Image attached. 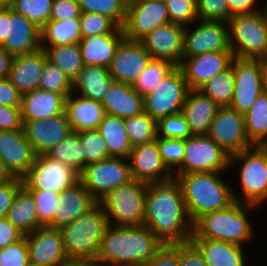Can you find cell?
<instances>
[{
    "label": "cell",
    "instance_id": "obj_15",
    "mask_svg": "<svg viewBox=\"0 0 267 266\" xmlns=\"http://www.w3.org/2000/svg\"><path fill=\"white\" fill-rule=\"evenodd\" d=\"M166 23H169V14L165 1L128 0L122 26L125 38L141 41L147 34Z\"/></svg>",
    "mask_w": 267,
    "mask_h": 266
},
{
    "label": "cell",
    "instance_id": "obj_40",
    "mask_svg": "<svg viewBox=\"0 0 267 266\" xmlns=\"http://www.w3.org/2000/svg\"><path fill=\"white\" fill-rule=\"evenodd\" d=\"M235 88L234 69L230 65L213 76L199 90L209 96L219 107L230 106Z\"/></svg>",
    "mask_w": 267,
    "mask_h": 266
},
{
    "label": "cell",
    "instance_id": "obj_22",
    "mask_svg": "<svg viewBox=\"0 0 267 266\" xmlns=\"http://www.w3.org/2000/svg\"><path fill=\"white\" fill-rule=\"evenodd\" d=\"M232 51H214L184 58L180 64L189 89H199L231 65Z\"/></svg>",
    "mask_w": 267,
    "mask_h": 266
},
{
    "label": "cell",
    "instance_id": "obj_11",
    "mask_svg": "<svg viewBox=\"0 0 267 266\" xmlns=\"http://www.w3.org/2000/svg\"><path fill=\"white\" fill-rule=\"evenodd\" d=\"M185 155L182 165L173 174L192 172H228V155L208 135H193L184 140Z\"/></svg>",
    "mask_w": 267,
    "mask_h": 266
},
{
    "label": "cell",
    "instance_id": "obj_29",
    "mask_svg": "<svg viewBox=\"0 0 267 266\" xmlns=\"http://www.w3.org/2000/svg\"><path fill=\"white\" fill-rule=\"evenodd\" d=\"M219 106L199 89H190L182 113L193 135H207Z\"/></svg>",
    "mask_w": 267,
    "mask_h": 266
},
{
    "label": "cell",
    "instance_id": "obj_36",
    "mask_svg": "<svg viewBox=\"0 0 267 266\" xmlns=\"http://www.w3.org/2000/svg\"><path fill=\"white\" fill-rule=\"evenodd\" d=\"M83 145L78 138V132L72 131L57 145L50 148L44 155L73 169L79 175L85 168Z\"/></svg>",
    "mask_w": 267,
    "mask_h": 266
},
{
    "label": "cell",
    "instance_id": "obj_14",
    "mask_svg": "<svg viewBox=\"0 0 267 266\" xmlns=\"http://www.w3.org/2000/svg\"><path fill=\"white\" fill-rule=\"evenodd\" d=\"M214 51H231L228 23L198 19L185 27L183 59Z\"/></svg>",
    "mask_w": 267,
    "mask_h": 266
},
{
    "label": "cell",
    "instance_id": "obj_28",
    "mask_svg": "<svg viewBox=\"0 0 267 266\" xmlns=\"http://www.w3.org/2000/svg\"><path fill=\"white\" fill-rule=\"evenodd\" d=\"M64 112L72 131L97 130L105 116L102 102L94 101L74 93L65 98Z\"/></svg>",
    "mask_w": 267,
    "mask_h": 266
},
{
    "label": "cell",
    "instance_id": "obj_37",
    "mask_svg": "<svg viewBox=\"0 0 267 266\" xmlns=\"http://www.w3.org/2000/svg\"><path fill=\"white\" fill-rule=\"evenodd\" d=\"M81 40L79 18L49 20L41 28V46L68 45Z\"/></svg>",
    "mask_w": 267,
    "mask_h": 266
},
{
    "label": "cell",
    "instance_id": "obj_41",
    "mask_svg": "<svg viewBox=\"0 0 267 266\" xmlns=\"http://www.w3.org/2000/svg\"><path fill=\"white\" fill-rule=\"evenodd\" d=\"M124 123L132 147L157 139V121L145 111L124 119Z\"/></svg>",
    "mask_w": 267,
    "mask_h": 266
},
{
    "label": "cell",
    "instance_id": "obj_68",
    "mask_svg": "<svg viewBox=\"0 0 267 266\" xmlns=\"http://www.w3.org/2000/svg\"><path fill=\"white\" fill-rule=\"evenodd\" d=\"M263 1H265L264 5H263V9H264L265 13L267 14V0H263Z\"/></svg>",
    "mask_w": 267,
    "mask_h": 266
},
{
    "label": "cell",
    "instance_id": "obj_31",
    "mask_svg": "<svg viewBox=\"0 0 267 266\" xmlns=\"http://www.w3.org/2000/svg\"><path fill=\"white\" fill-rule=\"evenodd\" d=\"M124 37L122 27H118L110 34L81 38L79 46L84 65L108 67Z\"/></svg>",
    "mask_w": 267,
    "mask_h": 266
},
{
    "label": "cell",
    "instance_id": "obj_67",
    "mask_svg": "<svg viewBox=\"0 0 267 266\" xmlns=\"http://www.w3.org/2000/svg\"><path fill=\"white\" fill-rule=\"evenodd\" d=\"M13 0H0V7L1 6H10Z\"/></svg>",
    "mask_w": 267,
    "mask_h": 266
},
{
    "label": "cell",
    "instance_id": "obj_34",
    "mask_svg": "<svg viewBox=\"0 0 267 266\" xmlns=\"http://www.w3.org/2000/svg\"><path fill=\"white\" fill-rule=\"evenodd\" d=\"M97 131L104 138L111 157L129 158L132 145L128 138L123 118L105 114Z\"/></svg>",
    "mask_w": 267,
    "mask_h": 266
},
{
    "label": "cell",
    "instance_id": "obj_13",
    "mask_svg": "<svg viewBox=\"0 0 267 266\" xmlns=\"http://www.w3.org/2000/svg\"><path fill=\"white\" fill-rule=\"evenodd\" d=\"M79 174L59 161L36 155L34 164L22 178L29 191H52L63 193L79 181Z\"/></svg>",
    "mask_w": 267,
    "mask_h": 266
},
{
    "label": "cell",
    "instance_id": "obj_21",
    "mask_svg": "<svg viewBox=\"0 0 267 266\" xmlns=\"http://www.w3.org/2000/svg\"><path fill=\"white\" fill-rule=\"evenodd\" d=\"M25 237L30 263L37 266H58L68 259L60 229L38 227Z\"/></svg>",
    "mask_w": 267,
    "mask_h": 266
},
{
    "label": "cell",
    "instance_id": "obj_19",
    "mask_svg": "<svg viewBox=\"0 0 267 266\" xmlns=\"http://www.w3.org/2000/svg\"><path fill=\"white\" fill-rule=\"evenodd\" d=\"M185 26L166 23L147 34L141 42L152 59L166 60L180 66L183 60Z\"/></svg>",
    "mask_w": 267,
    "mask_h": 266
},
{
    "label": "cell",
    "instance_id": "obj_38",
    "mask_svg": "<svg viewBox=\"0 0 267 266\" xmlns=\"http://www.w3.org/2000/svg\"><path fill=\"white\" fill-rule=\"evenodd\" d=\"M48 59L73 81L84 67L79 43L68 45L41 46Z\"/></svg>",
    "mask_w": 267,
    "mask_h": 266
},
{
    "label": "cell",
    "instance_id": "obj_24",
    "mask_svg": "<svg viewBox=\"0 0 267 266\" xmlns=\"http://www.w3.org/2000/svg\"><path fill=\"white\" fill-rule=\"evenodd\" d=\"M0 158L14 177L22 179L27 174L36 153L23 129L0 131Z\"/></svg>",
    "mask_w": 267,
    "mask_h": 266
},
{
    "label": "cell",
    "instance_id": "obj_46",
    "mask_svg": "<svg viewBox=\"0 0 267 266\" xmlns=\"http://www.w3.org/2000/svg\"><path fill=\"white\" fill-rule=\"evenodd\" d=\"M78 138L84 147L85 166L111 157L104 138L97 130L78 131Z\"/></svg>",
    "mask_w": 267,
    "mask_h": 266
},
{
    "label": "cell",
    "instance_id": "obj_3",
    "mask_svg": "<svg viewBox=\"0 0 267 266\" xmlns=\"http://www.w3.org/2000/svg\"><path fill=\"white\" fill-rule=\"evenodd\" d=\"M227 172L173 174L178 182L189 219L194 223L202 215L228 208L235 201Z\"/></svg>",
    "mask_w": 267,
    "mask_h": 266
},
{
    "label": "cell",
    "instance_id": "obj_63",
    "mask_svg": "<svg viewBox=\"0 0 267 266\" xmlns=\"http://www.w3.org/2000/svg\"><path fill=\"white\" fill-rule=\"evenodd\" d=\"M58 266H99L96 261L88 259H67Z\"/></svg>",
    "mask_w": 267,
    "mask_h": 266
},
{
    "label": "cell",
    "instance_id": "obj_52",
    "mask_svg": "<svg viewBox=\"0 0 267 266\" xmlns=\"http://www.w3.org/2000/svg\"><path fill=\"white\" fill-rule=\"evenodd\" d=\"M196 6L198 19L228 23L231 18L227 0H196Z\"/></svg>",
    "mask_w": 267,
    "mask_h": 266
},
{
    "label": "cell",
    "instance_id": "obj_47",
    "mask_svg": "<svg viewBox=\"0 0 267 266\" xmlns=\"http://www.w3.org/2000/svg\"><path fill=\"white\" fill-rule=\"evenodd\" d=\"M36 204L39 227H51L53 213L60 206L61 194L52 191H30Z\"/></svg>",
    "mask_w": 267,
    "mask_h": 266
},
{
    "label": "cell",
    "instance_id": "obj_61",
    "mask_svg": "<svg viewBox=\"0 0 267 266\" xmlns=\"http://www.w3.org/2000/svg\"><path fill=\"white\" fill-rule=\"evenodd\" d=\"M259 1V2H258ZM262 0H227L228 13L230 16L239 14L254 13L263 8H260L258 4Z\"/></svg>",
    "mask_w": 267,
    "mask_h": 266
},
{
    "label": "cell",
    "instance_id": "obj_5",
    "mask_svg": "<svg viewBox=\"0 0 267 266\" xmlns=\"http://www.w3.org/2000/svg\"><path fill=\"white\" fill-rule=\"evenodd\" d=\"M108 225V218L102 206L97 203L88 212L60 228L68 259L96 261Z\"/></svg>",
    "mask_w": 267,
    "mask_h": 266
},
{
    "label": "cell",
    "instance_id": "obj_1",
    "mask_svg": "<svg viewBox=\"0 0 267 266\" xmlns=\"http://www.w3.org/2000/svg\"><path fill=\"white\" fill-rule=\"evenodd\" d=\"M144 225L162 246H177L190 241L193 223L174 177L164 182L148 183Z\"/></svg>",
    "mask_w": 267,
    "mask_h": 266
},
{
    "label": "cell",
    "instance_id": "obj_66",
    "mask_svg": "<svg viewBox=\"0 0 267 266\" xmlns=\"http://www.w3.org/2000/svg\"><path fill=\"white\" fill-rule=\"evenodd\" d=\"M257 147L267 156V136L257 145Z\"/></svg>",
    "mask_w": 267,
    "mask_h": 266
},
{
    "label": "cell",
    "instance_id": "obj_17",
    "mask_svg": "<svg viewBox=\"0 0 267 266\" xmlns=\"http://www.w3.org/2000/svg\"><path fill=\"white\" fill-rule=\"evenodd\" d=\"M231 65L234 69L235 88L229 107L245 114L263 92L261 60L234 57Z\"/></svg>",
    "mask_w": 267,
    "mask_h": 266
},
{
    "label": "cell",
    "instance_id": "obj_20",
    "mask_svg": "<svg viewBox=\"0 0 267 266\" xmlns=\"http://www.w3.org/2000/svg\"><path fill=\"white\" fill-rule=\"evenodd\" d=\"M22 129L36 155H43L71 132L64 113L40 120H22Z\"/></svg>",
    "mask_w": 267,
    "mask_h": 266
},
{
    "label": "cell",
    "instance_id": "obj_58",
    "mask_svg": "<svg viewBox=\"0 0 267 266\" xmlns=\"http://www.w3.org/2000/svg\"><path fill=\"white\" fill-rule=\"evenodd\" d=\"M22 94L8 78L0 80V105L21 107Z\"/></svg>",
    "mask_w": 267,
    "mask_h": 266
},
{
    "label": "cell",
    "instance_id": "obj_10",
    "mask_svg": "<svg viewBox=\"0 0 267 266\" xmlns=\"http://www.w3.org/2000/svg\"><path fill=\"white\" fill-rule=\"evenodd\" d=\"M188 84L179 66H176L157 86L143 97L144 111L154 120L182 112Z\"/></svg>",
    "mask_w": 267,
    "mask_h": 266
},
{
    "label": "cell",
    "instance_id": "obj_69",
    "mask_svg": "<svg viewBox=\"0 0 267 266\" xmlns=\"http://www.w3.org/2000/svg\"><path fill=\"white\" fill-rule=\"evenodd\" d=\"M26 266H37V265L29 262Z\"/></svg>",
    "mask_w": 267,
    "mask_h": 266
},
{
    "label": "cell",
    "instance_id": "obj_2",
    "mask_svg": "<svg viewBox=\"0 0 267 266\" xmlns=\"http://www.w3.org/2000/svg\"><path fill=\"white\" fill-rule=\"evenodd\" d=\"M162 245L146 226H115L109 224L96 262L99 266H144Z\"/></svg>",
    "mask_w": 267,
    "mask_h": 266
},
{
    "label": "cell",
    "instance_id": "obj_49",
    "mask_svg": "<svg viewBox=\"0 0 267 266\" xmlns=\"http://www.w3.org/2000/svg\"><path fill=\"white\" fill-rule=\"evenodd\" d=\"M193 136L182 112L163 117L157 121V137L185 140Z\"/></svg>",
    "mask_w": 267,
    "mask_h": 266
},
{
    "label": "cell",
    "instance_id": "obj_59",
    "mask_svg": "<svg viewBox=\"0 0 267 266\" xmlns=\"http://www.w3.org/2000/svg\"><path fill=\"white\" fill-rule=\"evenodd\" d=\"M24 237L25 234L14 227L6 217L0 218V249L17 243Z\"/></svg>",
    "mask_w": 267,
    "mask_h": 266
},
{
    "label": "cell",
    "instance_id": "obj_48",
    "mask_svg": "<svg viewBox=\"0 0 267 266\" xmlns=\"http://www.w3.org/2000/svg\"><path fill=\"white\" fill-rule=\"evenodd\" d=\"M79 22L81 38L110 34L119 27L111 18L98 13L83 12Z\"/></svg>",
    "mask_w": 267,
    "mask_h": 266
},
{
    "label": "cell",
    "instance_id": "obj_60",
    "mask_svg": "<svg viewBox=\"0 0 267 266\" xmlns=\"http://www.w3.org/2000/svg\"><path fill=\"white\" fill-rule=\"evenodd\" d=\"M180 266H208L199 250L189 241L180 245Z\"/></svg>",
    "mask_w": 267,
    "mask_h": 266
},
{
    "label": "cell",
    "instance_id": "obj_7",
    "mask_svg": "<svg viewBox=\"0 0 267 266\" xmlns=\"http://www.w3.org/2000/svg\"><path fill=\"white\" fill-rule=\"evenodd\" d=\"M229 46L240 59L267 58V14L264 9L232 16L228 21Z\"/></svg>",
    "mask_w": 267,
    "mask_h": 266
},
{
    "label": "cell",
    "instance_id": "obj_45",
    "mask_svg": "<svg viewBox=\"0 0 267 266\" xmlns=\"http://www.w3.org/2000/svg\"><path fill=\"white\" fill-rule=\"evenodd\" d=\"M39 89L60 93L66 98L72 93V81L47 58L39 81Z\"/></svg>",
    "mask_w": 267,
    "mask_h": 266
},
{
    "label": "cell",
    "instance_id": "obj_8",
    "mask_svg": "<svg viewBox=\"0 0 267 266\" xmlns=\"http://www.w3.org/2000/svg\"><path fill=\"white\" fill-rule=\"evenodd\" d=\"M148 183L131 179L109 191L98 203L115 226L144 225Z\"/></svg>",
    "mask_w": 267,
    "mask_h": 266
},
{
    "label": "cell",
    "instance_id": "obj_57",
    "mask_svg": "<svg viewBox=\"0 0 267 266\" xmlns=\"http://www.w3.org/2000/svg\"><path fill=\"white\" fill-rule=\"evenodd\" d=\"M22 125L20 107L0 105V131L19 130Z\"/></svg>",
    "mask_w": 267,
    "mask_h": 266
},
{
    "label": "cell",
    "instance_id": "obj_9",
    "mask_svg": "<svg viewBox=\"0 0 267 266\" xmlns=\"http://www.w3.org/2000/svg\"><path fill=\"white\" fill-rule=\"evenodd\" d=\"M0 46L13 56L41 48V28L10 6L0 7Z\"/></svg>",
    "mask_w": 267,
    "mask_h": 266
},
{
    "label": "cell",
    "instance_id": "obj_44",
    "mask_svg": "<svg viewBox=\"0 0 267 266\" xmlns=\"http://www.w3.org/2000/svg\"><path fill=\"white\" fill-rule=\"evenodd\" d=\"M53 0H13L10 7L42 28L49 20Z\"/></svg>",
    "mask_w": 267,
    "mask_h": 266
},
{
    "label": "cell",
    "instance_id": "obj_39",
    "mask_svg": "<svg viewBox=\"0 0 267 266\" xmlns=\"http://www.w3.org/2000/svg\"><path fill=\"white\" fill-rule=\"evenodd\" d=\"M245 132L253 145L267 136V93L262 92L244 114Z\"/></svg>",
    "mask_w": 267,
    "mask_h": 266
},
{
    "label": "cell",
    "instance_id": "obj_26",
    "mask_svg": "<svg viewBox=\"0 0 267 266\" xmlns=\"http://www.w3.org/2000/svg\"><path fill=\"white\" fill-rule=\"evenodd\" d=\"M208 266H248L247 248L224 240L190 238ZM247 255V256H246Z\"/></svg>",
    "mask_w": 267,
    "mask_h": 266
},
{
    "label": "cell",
    "instance_id": "obj_64",
    "mask_svg": "<svg viewBox=\"0 0 267 266\" xmlns=\"http://www.w3.org/2000/svg\"><path fill=\"white\" fill-rule=\"evenodd\" d=\"M13 178H14V176L7 169L4 162L0 158V183L12 180Z\"/></svg>",
    "mask_w": 267,
    "mask_h": 266
},
{
    "label": "cell",
    "instance_id": "obj_18",
    "mask_svg": "<svg viewBox=\"0 0 267 266\" xmlns=\"http://www.w3.org/2000/svg\"><path fill=\"white\" fill-rule=\"evenodd\" d=\"M152 60L141 41L123 38L108 66L110 76L117 82L133 85Z\"/></svg>",
    "mask_w": 267,
    "mask_h": 266
},
{
    "label": "cell",
    "instance_id": "obj_62",
    "mask_svg": "<svg viewBox=\"0 0 267 266\" xmlns=\"http://www.w3.org/2000/svg\"><path fill=\"white\" fill-rule=\"evenodd\" d=\"M13 57L12 54L0 46V80L7 78Z\"/></svg>",
    "mask_w": 267,
    "mask_h": 266
},
{
    "label": "cell",
    "instance_id": "obj_12",
    "mask_svg": "<svg viewBox=\"0 0 267 266\" xmlns=\"http://www.w3.org/2000/svg\"><path fill=\"white\" fill-rule=\"evenodd\" d=\"M79 176L84 187L97 201L132 179L129 160L123 157H110L88 164Z\"/></svg>",
    "mask_w": 267,
    "mask_h": 266
},
{
    "label": "cell",
    "instance_id": "obj_33",
    "mask_svg": "<svg viewBox=\"0 0 267 266\" xmlns=\"http://www.w3.org/2000/svg\"><path fill=\"white\" fill-rule=\"evenodd\" d=\"M114 81L109 74L108 67L84 65L72 81V93L103 102Z\"/></svg>",
    "mask_w": 267,
    "mask_h": 266
},
{
    "label": "cell",
    "instance_id": "obj_65",
    "mask_svg": "<svg viewBox=\"0 0 267 266\" xmlns=\"http://www.w3.org/2000/svg\"><path fill=\"white\" fill-rule=\"evenodd\" d=\"M262 89L267 93V58L261 59Z\"/></svg>",
    "mask_w": 267,
    "mask_h": 266
},
{
    "label": "cell",
    "instance_id": "obj_16",
    "mask_svg": "<svg viewBox=\"0 0 267 266\" xmlns=\"http://www.w3.org/2000/svg\"><path fill=\"white\" fill-rule=\"evenodd\" d=\"M207 135L230 156L254 146L245 132L244 114L229 106L218 108Z\"/></svg>",
    "mask_w": 267,
    "mask_h": 266
},
{
    "label": "cell",
    "instance_id": "obj_4",
    "mask_svg": "<svg viewBox=\"0 0 267 266\" xmlns=\"http://www.w3.org/2000/svg\"><path fill=\"white\" fill-rule=\"evenodd\" d=\"M256 209L260 207L234 202L224 210L206 213L193 223L191 238L224 240L244 247L256 237L249 213Z\"/></svg>",
    "mask_w": 267,
    "mask_h": 266
},
{
    "label": "cell",
    "instance_id": "obj_55",
    "mask_svg": "<svg viewBox=\"0 0 267 266\" xmlns=\"http://www.w3.org/2000/svg\"><path fill=\"white\" fill-rule=\"evenodd\" d=\"M22 186V179L17 177L0 183V218L6 217L8 210L13 204V200L17 194V191Z\"/></svg>",
    "mask_w": 267,
    "mask_h": 266
},
{
    "label": "cell",
    "instance_id": "obj_32",
    "mask_svg": "<svg viewBox=\"0 0 267 266\" xmlns=\"http://www.w3.org/2000/svg\"><path fill=\"white\" fill-rule=\"evenodd\" d=\"M106 114L123 119L144 112L143 96L132 85L114 81L102 102Z\"/></svg>",
    "mask_w": 267,
    "mask_h": 266
},
{
    "label": "cell",
    "instance_id": "obj_23",
    "mask_svg": "<svg viewBox=\"0 0 267 266\" xmlns=\"http://www.w3.org/2000/svg\"><path fill=\"white\" fill-rule=\"evenodd\" d=\"M128 160L133 179L145 183H156L173 178V174L161 160L156 139L152 142L132 147Z\"/></svg>",
    "mask_w": 267,
    "mask_h": 266
},
{
    "label": "cell",
    "instance_id": "obj_43",
    "mask_svg": "<svg viewBox=\"0 0 267 266\" xmlns=\"http://www.w3.org/2000/svg\"><path fill=\"white\" fill-rule=\"evenodd\" d=\"M128 0H78L81 13H98L111 18L122 27L126 18Z\"/></svg>",
    "mask_w": 267,
    "mask_h": 266
},
{
    "label": "cell",
    "instance_id": "obj_50",
    "mask_svg": "<svg viewBox=\"0 0 267 266\" xmlns=\"http://www.w3.org/2000/svg\"><path fill=\"white\" fill-rule=\"evenodd\" d=\"M157 143L161 160L173 174L181 165L185 155L184 140L176 138H159Z\"/></svg>",
    "mask_w": 267,
    "mask_h": 266
},
{
    "label": "cell",
    "instance_id": "obj_51",
    "mask_svg": "<svg viewBox=\"0 0 267 266\" xmlns=\"http://www.w3.org/2000/svg\"><path fill=\"white\" fill-rule=\"evenodd\" d=\"M169 22L189 26L198 20L196 0H165Z\"/></svg>",
    "mask_w": 267,
    "mask_h": 266
},
{
    "label": "cell",
    "instance_id": "obj_42",
    "mask_svg": "<svg viewBox=\"0 0 267 266\" xmlns=\"http://www.w3.org/2000/svg\"><path fill=\"white\" fill-rule=\"evenodd\" d=\"M176 66L166 60L152 59L132 85L141 96L150 93Z\"/></svg>",
    "mask_w": 267,
    "mask_h": 266
},
{
    "label": "cell",
    "instance_id": "obj_27",
    "mask_svg": "<svg viewBox=\"0 0 267 266\" xmlns=\"http://www.w3.org/2000/svg\"><path fill=\"white\" fill-rule=\"evenodd\" d=\"M98 201L79 180L61 193L60 206L53 213L52 228L60 229L92 209Z\"/></svg>",
    "mask_w": 267,
    "mask_h": 266
},
{
    "label": "cell",
    "instance_id": "obj_54",
    "mask_svg": "<svg viewBox=\"0 0 267 266\" xmlns=\"http://www.w3.org/2000/svg\"><path fill=\"white\" fill-rule=\"evenodd\" d=\"M78 0H53L50 20H70L80 18Z\"/></svg>",
    "mask_w": 267,
    "mask_h": 266
},
{
    "label": "cell",
    "instance_id": "obj_25",
    "mask_svg": "<svg viewBox=\"0 0 267 266\" xmlns=\"http://www.w3.org/2000/svg\"><path fill=\"white\" fill-rule=\"evenodd\" d=\"M47 58L43 48L32 53L15 55L7 78L22 95L38 89Z\"/></svg>",
    "mask_w": 267,
    "mask_h": 266
},
{
    "label": "cell",
    "instance_id": "obj_53",
    "mask_svg": "<svg viewBox=\"0 0 267 266\" xmlns=\"http://www.w3.org/2000/svg\"><path fill=\"white\" fill-rule=\"evenodd\" d=\"M29 262L26 237L0 249V266H26Z\"/></svg>",
    "mask_w": 267,
    "mask_h": 266
},
{
    "label": "cell",
    "instance_id": "obj_6",
    "mask_svg": "<svg viewBox=\"0 0 267 266\" xmlns=\"http://www.w3.org/2000/svg\"><path fill=\"white\" fill-rule=\"evenodd\" d=\"M240 165V166H239ZM238 169L237 183L232 186L235 202L261 207L267 201V156L256 146L230 156L229 168ZM238 166V168H237Z\"/></svg>",
    "mask_w": 267,
    "mask_h": 266
},
{
    "label": "cell",
    "instance_id": "obj_35",
    "mask_svg": "<svg viewBox=\"0 0 267 266\" xmlns=\"http://www.w3.org/2000/svg\"><path fill=\"white\" fill-rule=\"evenodd\" d=\"M6 218L25 235L39 227L36 204L31 192L24 185L17 191Z\"/></svg>",
    "mask_w": 267,
    "mask_h": 266
},
{
    "label": "cell",
    "instance_id": "obj_30",
    "mask_svg": "<svg viewBox=\"0 0 267 266\" xmlns=\"http://www.w3.org/2000/svg\"><path fill=\"white\" fill-rule=\"evenodd\" d=\"M22 120H40L64 113L65 97L60 93L35 89L22 95Z\"/></svg>",
    "mask_w": 267,
    "mask_h": 266
},
{
    "label": "cell",
    "instance_id": "obj_56",
    "mask_svg": "<svg viewBox=\"0 0 267 266\" xmlns=\"http://www.w3.org/2000/svg\"><path fill=\"white\" fill-rule=\"evenodd\" d=\"M144 266H180V245L162 246Z\"/></svg>",
    "mask_w": 267,
    "mask_h": 266
}]
</instances>
